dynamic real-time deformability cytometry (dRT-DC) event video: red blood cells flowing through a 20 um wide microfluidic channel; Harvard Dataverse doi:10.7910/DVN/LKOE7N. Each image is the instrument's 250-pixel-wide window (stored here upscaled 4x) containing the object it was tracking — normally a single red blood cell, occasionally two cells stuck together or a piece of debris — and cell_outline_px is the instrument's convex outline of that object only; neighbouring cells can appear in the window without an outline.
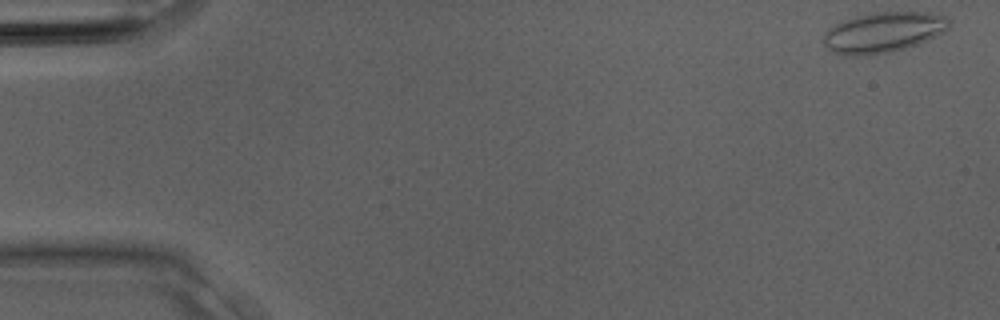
{"species": "Egyptian fruit bat (a non-hibernating species)", "species_latin": "Rousettus aegyptiacus", "temperature_condition": "room temperature", "stored_images_in_passage": 32, "camera_frame_rate_fps": 3000, "um_per_image_px": 0.085, "animal": {"sex": "male"}, "frame": {"image": 1, "passage_image": 1, "time_ms": 0.0, "image_size_px": [1000, 320], "cell_outline_px": [[948, 28], [944, 32], [928, 40], [892, 52], [868, 56], [844, 56], [832, 52], [824, 44], [824, 32], [828, 28], [844, 20], [856, 16], [872, 12], [928, 12], [944, 16], [948, 20]], "centroid_in_image_um": [75.04, 2.76], "position_along_channel_um": 10.0, "area_um2": 29.71}}
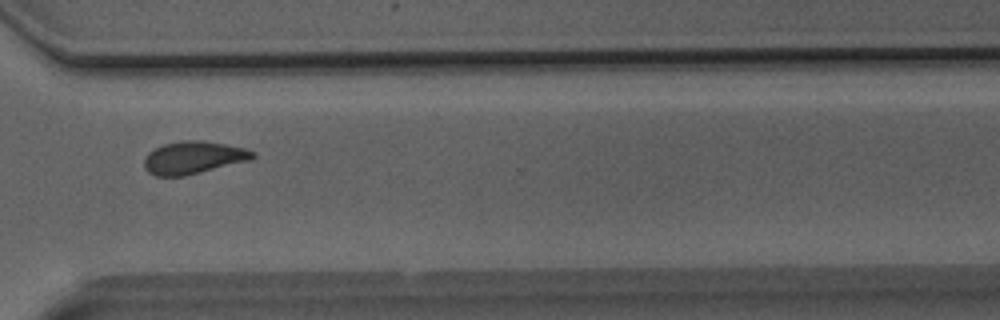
{"frame": {"image": 2, "passage_image": 24, "time_ms": 7.667, "image_size_px": [1000, 320], "cell_outline_px": [[256, 156], [252, 160], [184, 176], [156, 176], [148, 172], [144, 168], [144, 156], [148, 152], [164, 144], [184, 140], [204, 140], [244, 148], [256, 152]], "centroid_in_image_um": [16.45, 13.4], "position_along_channel_um": 354.2, "area_um2": 20.75}}
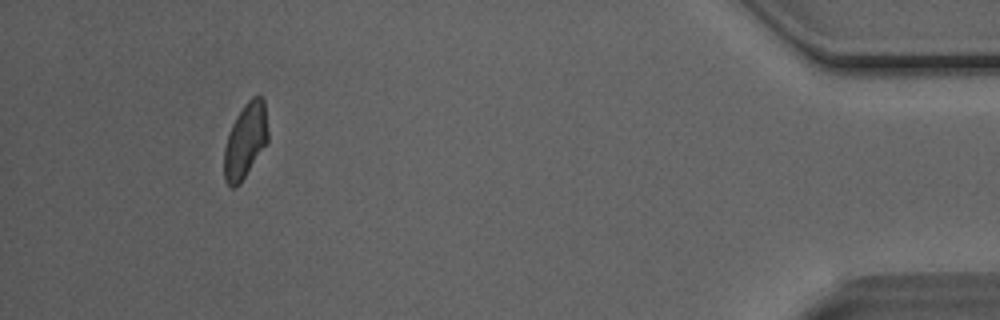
{"frame": {"image": 3, "passage_image": 30, "time_ms": 9.667, "image_size_px": [1000, 320], "cell_outline_px": [[268, 140], [240, 184], [232, 188], [224, 180], [224, 148], [228, 132], [236, 116], [244, 104], [252, 96], [260, 96], [264, 100], [268, 132]], "centroid_in_image_um": [20.84, 11.95], "position_along_channel_um": 414.4, "area_um2": 19.07}}